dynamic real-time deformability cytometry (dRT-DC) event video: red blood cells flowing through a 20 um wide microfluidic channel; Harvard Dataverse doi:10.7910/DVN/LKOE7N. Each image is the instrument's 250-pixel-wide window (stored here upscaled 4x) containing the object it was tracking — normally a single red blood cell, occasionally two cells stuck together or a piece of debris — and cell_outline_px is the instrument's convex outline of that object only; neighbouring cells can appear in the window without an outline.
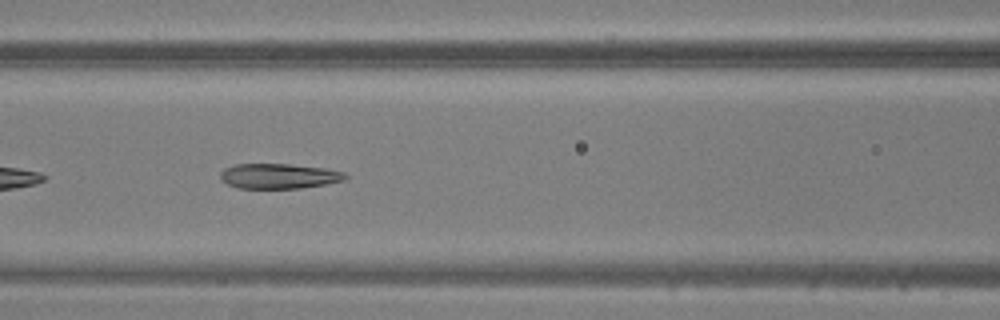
{"species": "common noctule bat (a hibernating species)", "species_latin": "Nyctalus noctula", "temperature_condition": "warm", "stored_images_in_passage": 35, "camera_frame_rate_fps": 3000, "um_per_image_px": 0.085, "animal": {"sex": "male", "body_mass_g": 20.5, "forearm_length_mm": 52.5}, "frame": {"image": 1, "passage_image": 7, "time_ms": 2.0, "image_size_px": [1000, 320], "cell_outline_px": [[348, 180], [300, 188], [240, 188], [228, 184], [220, 180], [220, 172], [224, 168], [236, 164], [288, 164], [324, 168], [344, 172], [348, 176]], "centroid_in_image_um": [23.71, 14.96], "position_along_channel_um": 142.9, "area_um2": 18.26}}
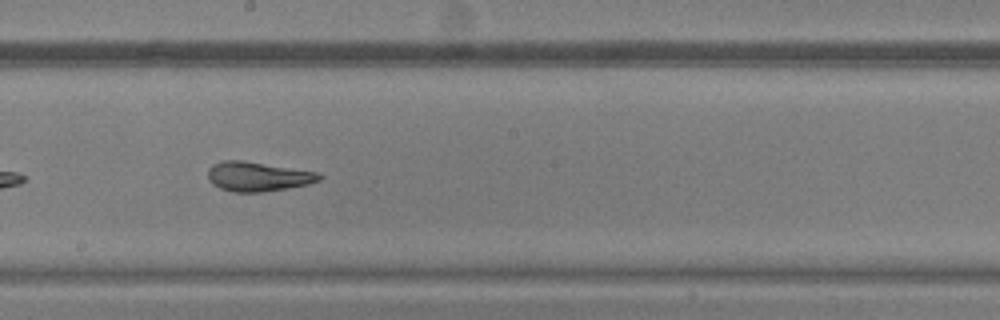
{"frame": {"image": 2, "passage_image": 13, "time_ms": 4.0, "image_size_px": [1000, 320], "cell_outline_px": [[324, 176], [320, 180], [308, 184], [264, 192], [232, 192], [220, 188], [212, 184], [208, 180], [208, 168], [212, 164], [224, 160], [244, 160], [316, 172]], "centroid_in_image_um": [21.88, 15.0], "position_along_channel_um": 226.3, "area_um2": 19.19}}
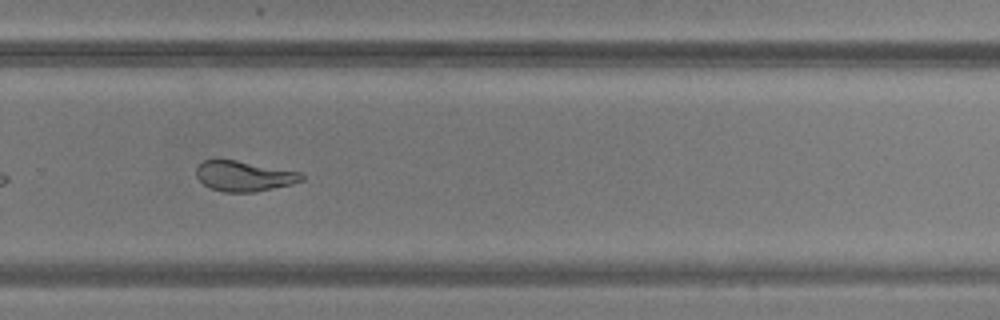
{"frame": {"image": 3, "passage_image": 19, "time_ms": 6.0, "image_size_px": [1000, 320], "cell_outline_px": [[304, 180], [292, 184], [256, 192], [224, 192], [208, 188], [196, 176], [196, 168], [204, 160], [236, 160], [300, 172], [304, 176]], "centroid_in_image_um": [20.74, 14.98], "position_along_channel_um": 309.1, "area_um2": 18.55}}